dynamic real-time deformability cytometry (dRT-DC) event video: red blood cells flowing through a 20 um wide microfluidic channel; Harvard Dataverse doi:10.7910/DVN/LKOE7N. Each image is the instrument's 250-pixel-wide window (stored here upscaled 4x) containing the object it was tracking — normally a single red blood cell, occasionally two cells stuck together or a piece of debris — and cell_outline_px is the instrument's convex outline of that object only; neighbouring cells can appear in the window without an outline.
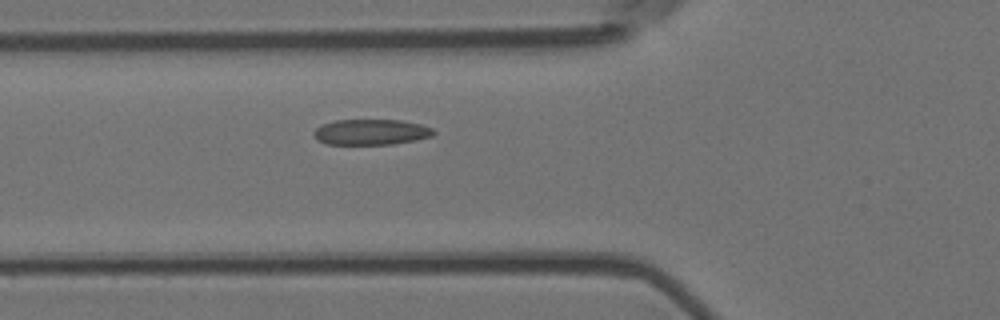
{"species": "Egyptian fruit bat (a non-hibernating species)", "species_latin": "Rousettus aegyptiacus", "temperature_condition": "room temperature", "stored_images_in_passage": 4, "camera_frame_rate_fps": 3000, "um_per_image_px": 0.085, "animal": {"sex": "female"}, "frame": {"image": 1, "passage_image": 4, "time_ms": 1.0, "image_size_px": [1000, 320], "cell_outline_px": [[436, 132], [432, 136], [416, 140], [392, 144], [328, 144], [316, 140], [312, 132], [316, 128], [324, 124], [336, 120], [400, 120], [420, 124], [432, 128]], "centroid_in_image_um": [31.54, 11.23], "position_along_channel_um": 94.3, "area_um2": 17.86}}